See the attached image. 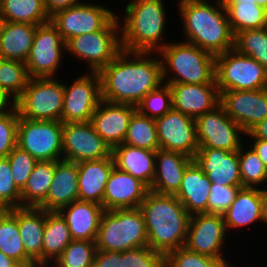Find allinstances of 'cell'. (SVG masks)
<instances>
[{
	"mask_svg": "<svg viewBox=\"0 0 267 267\" xmlns=\"http://www.w3.org/2000/svg\"><path fill=\"white\" fill-rule=\"evenodd\" d=\"M193 160L212 183L242 187L238 151L199 148Z\"/></svg>",
	"mask_w": 267,
	"mask_h": 267,
	"instance_id": "cell-22",
	"label": "cell"
},
{
	"mask_svg": "<svg viewBox=\"0 0 267 267\" xmlns=\"http://www.w3.org/2000/svg\"><path fill=\"white\" fill-rule=\"evenodd\" d=\"M114 166L112 154L101 160L77 163L78 200L94 202L103 206L106 183Z\"/></svg>",
	"mask_w": 267,
	"mask_h": 267,
	"instance_id": "cell-27",
	"label": "cell"
},
{
	"mask_svg": "<svg viewBox=\"0 0 267 267\" xmlns=\"http://www.w3.org/2000/svg\"><path fill=\"white\" fill-rule=\"evenodd\" d=\"M149 188L131 174L114 166L106 183L104 210L139 208Z\"/></svg>",
	"mask_w": 267,
	"mask_h": 267,
	"instance_id": "cell-21",
	"label": "cell"
},
{
	"mask_svg": "<svg viewBox=\"0 0 267 267\" xmlns=\"http://www.w3.org/2000/svg\"><path fill=\"white\" fill-rule=\"evenodd\" d=\"M65 46L66 56L85 62L89 72H99L122 50L117 15L102 30L73 37Z\"/></svg>",
	"mask_w": 267,
	"mask_h": 267,
	"instance_id": "cell-7",
	"label": "cell"
},
{
	"mask_svg": "<svg viewBox=\"0 0 267 267\" xmlns=\"http://www.w3.org/2000/svg\"><path fill=\"white\" fill-rule=\"evenodd\" d=\"M62 137V158L67 161L79 163L101 160L112 153L90 121L63 123Z\"/></svg>",
	"mask_w": 267,
	"mask_h": 267,
	"instance_id": "cell-16",
	"label": "cell"
},
{
	"mask_svg": "<svg viewBox=\"0 0 267 267\" xmlns=\"http://www.w3.org/2000/svg\"><path fill=\"white\" fill-rule=\"evenodd\" d=\"M155 122L160 149L179 152L194 159L199 149L195 119L171 109Z\"/></svg>",
	"mask_w": 267,
	"mask_h": 267,
	"instance_id": "cell-17",
	"label": "cell"
},
{
	"mask_svg": "<svg viewBox=\"0 0 267 267\" xmlns=\"http://www.w3.org/2000/svg\"><path fill=\"white\" fill-rule=\"evenodd\" d=\"M6 158L8 159L12 169L14 183L21 191L38 161L27 151L22 150L19 146H16Z\"/></svg>",
	"mask_w": 267,
	"mask_h": 267,
	"instance_id": "cell-46",
	"label": "cell"
},
{
	"mask_svg": "<svg viewBox=\"0 0 267 267\" xmlns=\"http://www.w3.org/2000/svg\"><path fill=\"white\" fill-rule=\"evenodd\" d=\"M103 206L89 201L75 200L59 213L66 220L72 240L96 241Z\"/></svg>",
	"mask_w": 267,
	"mask_h": 267,
	"instance_id": "cell-26",
	"label": "cell"
},
{
	"mask_svg": "<svg viewBox=\"0 0 267 267\" xmlns=\"http://www.w3.org/2000/svg\"><path fill=\"white\" fill-rule=\"evenodd\" d=\"M21 191L16 187L7 158H0V210L20 208Z\"/></svg>",
	"mask_w": 267,
	"mask_h": 267,
	"instance_id": "cell-44",
	"label": "cell"
},
{
	"mask_svg": "<svg viewBox=\"0 0 267 267\" xmlns=\"http://www.w3.org/2000/svg\"><path fill=\"white\" fill-rule=\"evenodd\" d=\"M136 106L101 100L91 117V123L99 136L112 149L122 144L127 134Z\"/></svg>",
	"mask_w": 267,
	"mask_h": 267,
	"instance_id": "cell-20",
	"label": "cell"
},
{
	"mask_svg": "<svg viewBox=\"0 0 267 267\" xmlns=\"http://www.w3.org/2000/svg\"><path fill=\"white\" fill-rule=\"evenodd\" d=\"M57 161H38L21 190V207L38 208L45 200L53 182Z\"/></svg>",
	"mask_w": 267,
	"mask_h": 267,
	"instance_id": "cell-33",
	"label": "cell"
},
{
	"mask_svg": "<svg viewBox=\"0 0 267 267\" xmlns=\"http://www.w3.org/2000/svg\"><path fill=\"white\" fill-rule=\"evenodd\" d=\"M176 3L181 33L185 38L182 41L214 56L234 48V35L223 3L210 0H180Z\"/></svg>",
	"mask_w": 267,
	"mask_h": 267,
	"instance_id": "cell-2",
	"label": "cell"
},
{
	"mask_svg": "<svg viewBox=\"0 0 267 267\" xmlns=\"http://www.w3.org/2000/svg\"><path fill=\"white\" fill-rule=\"evenodd\" d=\"M29 79L25 62L0 60V91L13 103L22 95Z\"/></svg>",
	"mask_w": 267,
	"mask_h": 267,
	"instance_id": "cell-38",
	"label": "cell"
},
{
	"mask_svg": "<svg viewBox=\"0 0 267 267\" xmlns=\"http://www.w3.org/2000/svg\"><path fill=\"white\" fill-rule=\"evenodd\" d=\"M19 113L13 104L0 114V158L7 155L17 146Z\"/></svg>",
	"mask_w": 267,
	"mask_h": 267,
	"instance_id": "cell-45",
	"label": "cell"
},
{
	"mask_svg": "<svg viewBox=\"0 0 267 267\" xmlns=\"http://www.w3.org/2000/svg\"><path fill=\"white\" fill-rule=\"evenodd\" d=\"M146 225L148 246L165 257L184 246L190 214L175 195L149 190L140 204Z\"/></svg>",
	"mask_w": 267,
	"mask_h": 267,
	"instance_id": "cell-3",
	"label": "cell"
},
{
	"mask_svg": "<svg viewBox=\"0 0 267 267\" xmlns=\"http://www.w3.org/2000/svg\"><path fill=\"white\" fill-rule=\"evenodd\" d=\"M158 55L164 83L205 84L215 79V56L184 41H170Z\"/></svg>",
	"mask_w": 267,
	"mask_h": 267,
	"instance_id": "cell-5",
	"label": "cell"
},
{
	"mask_svg": "<svg viewBox=\"0 0 267 267\" xmlns=\"http://www.w3.org/2000/svg\"><path fill=\"white\" fill-rule=\"evenodd\" d=\"M37 267H55L53 264H37Z\"/></svg>",
	"mask_w": 267,
	"mask_h": 267,
	"instance_id": "cell-58",
	"label": "cell"
},
{
	"mask_svg": "<svg viewBox=\"0 0 267 267\" xmlns=\"http://www.w3.org/2000/svg\"><path fill=\"white\" fill-rule=\"evenodd\" d=\"M61 121L29 120L19 116L17 146L37 161L62 160Z\"/></svg>",
	"mask_w": 267,
	"mask_h": 267,
	"instance_id": "cell-11",
	"label": "cell"
},
{
	"mask_svg": "<svg viewBox=\"0 0 267 267\" xmlns=\"http://www.w3.org/2000/svg\"><path fill=\"white\" fill-rule=\"evenodd\" d=\"M75 200H78L77 163L64 159L57 160L46 200L38 208L48 212H59Z\"/></svg>",
	"mask_w": 267,
	"mask_h": 267,
	"instance_id": "cell-24",
	"label": "cell"
},
{
	"mask_svg": "<svg viewBox=\"0 0 267 267\" xmlns=\"http://www.w3.org/2000/svg\"><path fill=\"white\" fill-rule=\"evenodd\" d=\"M0 251L17 263L33 262L25 253L18 230V208L0 210Z\"/></svg>",
	"mask_w": 267,
	"mask_h": 267,
	"instance_id": "cell-35",
	"label": "cell"
},
{
	"mask_svg": "<svg viewBox=\"0 0 267 267\" xmlns=\"http://www.w3.org/2000/svg\"><path fill=\"white\" fill-rule=\"evenodd\" d=\"M246 138V143H249L252 149L257 153L259 158L263 161L267 168V140L262 139H249Z\"/></svg>",
	"mask_w": 267,
	"mask_h": 267,
	"instance_id": "cell-51",
	"label": "cell"
},
{
	"mask_svg": "<svg viewBox=\"0 0 267 267\" xmlns=\"http://www.w3.org/2000/svg\"><path fill=\"white\" fill-rule=\"evenodd\" d=\"M66 42L51 23L38 25L25 62L30 78H56L63 69ZM62 65V67H61ZM61 67V68H59ZM57 73V74H56Z\"/></svg>",
	"mask_w": 267,
	"mask_h": 267,
	"instance_id": "cell-10",
	"label": "cell"
},
{
	"mask_svg": "<svg viewBox=\"0 0 267 267\" xmlns=\"http://www.w3.org/2000/svg\"><path fill=\"white\" fill-rule=\"evenodd\" d=\"M248 145L244 143L238 150L242 188H265L267 168L257 153Z\"/></svg>",
	"mask_w": 267,
	"mask_h": 267,
	"instance_id": "cell-39",
	"label": "cell"
},
{
	"mask_svg": "<svg viewBox=\"0 0 267 267\" xmlns=\"http://www.w3.org/2000/svg\"><path fill=\"white\" fill-rule=\"evenodd\" d=\"M72 241L69 226L59 212L46 211L42 264H52Z\"/></svg>",
	"mask_w": 267,
	"mask_h": 267,
	"instance_id": "cell-32",
	"label": "cell"
},
{
	"mask_svg": "<svg viewBox=\"0 0 267 267\" xmlns=\"http://www.w3.org/2000/svg\"><path fill=\"white\" fill-rule=\"evenodd\" d=\"M262 200V221L263 224H267V187L261 189Z\"/></svg>",
	"mask_w": 267,
	"mask_h": 267,
	"instance_id": "cell-53",
	"label": "cell"
},
{
	"mask_svg": "<svg viewBox=\"0 0 267 267\" xmlns=\"http://www.w3.org/2000/svg\"><path fill=\"white\" fill-rule=\"evenodd\" d=\"M64 83L62 123L89 122L99 103L101 81L98 72H84Z\"/></svg>",
	"mask_w": 267,
	"mask_h": 267,
	"instance_id": "cell-15",
	"label": "cell"
},
{
	"mask_svg": "<svg viewBox=\"0 0 267 267\" xmlns=\"http://www.w3.org/2000/svg\"><path fill=\"white\" fill-rule=\"evenodd\" d=\"M37 26L3 21L0 27V57L26 62Z\"/></svg>",
	"mask_w": 267,
	"mask_h": 267,
	"instance_id": "cell-30",
	"label": "cell"
},
{
	"mask_svg": "<svg viewBox=\"0 0 267 267\" xmlns=\"http://www.w3.org/2000/svg\"><path fill=\"white\" fill-rule=\"evenodd\" d=\"M240 188L242 187L212 183L208 199V213L223 214L234 201Z\"/></svg>",
	"mask_w": 267,
	"mask_h": 267,
	"instance_id": "cell-48",
	"label": "cell"
},
{
	"mask_svg": "<svg viewBox=\"0 0 267 267\" xmlns=\"http://www.w3.org/2000/svg\"><path fill=\"white\" fill-rule=\"evenodd\" d=\"M215 80L219 92L267 88V70L234 48L215 56Z\"/></svg>",
	"mask_w": 267,
	"mask_h": 267,
	"instance_id": "cell-9",
	"label": "cell"
},
{
	"mask_svg": "<svg viewBox=\"0 0 267 267\" xmlns=\"http://www.w3.org/2000/svg\"><path fill=\"white\" fill-rule=\"evenodd\" d=\"M137 110L150 118L162 117L172 109V92L168 84L148 92L136 106Z\"/></svg>",
	"mask_w": 267,
	"mask_h": 267,
	"instance_id": "cell-42",
	"label": "cell"
},
{
	"mask_svg": "<svg viewBox=\"0 0 267 267\" xmlns=\"http://www.w3.org/2000/svg\"><path fill=\"white\" fill-rule=\"evenodd\" d=\"M2 22H3V21H2V19L0 18V27H1V25H2Z\"/></svg>",
	"mask_w": 267,
	"mask_h": 267,
	"instance_id": "cell-61",
	"label": "cell"
},
{
	"mask_svg": "<svg viewBox=\"0 0 267 267\" xmlns=\"http://www.w3.org/2000/svg\"><path fill=\"white\" fill-rule=\"evenodd\" d=\"M224 7L233 35L267 27V10L256 2L224 3Z\"/></svg>",
	"mask_w": 267,
	"mask_h": 267,
	"instance_id": "cell-36",
	"label": "cell"
},
{
	"mask_svg": "<svg viewBox=\"0 0 267 267\" xmlns=\"http://www.w3.org/2000/svg\"><path fill=\"white\" fill-rule=\"evenodd\" d=\"M16 264L15 260L0 251V267H14Z\"/></svg>",
	"mask_w": 267,
	"mask_h": 267,
	"instance_id": "cell-55",
	"label": "cell"
},
{
	"mask_svg": "<svg viewBox=\"0 0 267 267\" xmlns=\"http://www.w3.org/2000/svg\"><path fill=\"white\" fill-rule=\"evenodd\" d=\"M222 214L197 213L190 215L184 247L188 250L221 259L228 267H237L223 254L227 253L229 236ZM225 251V252H224Z\"/></svg>",
	"mask_w": 267,
	"mask_h": 267,
	"instance_id": "cell-12",
	"label": "cell"
},
{
	"mask_svg": "<svg viewBox=\"0 0 267 267\" xmlns=\"http://www.w3.org/2000/svg\"><path fill=\"white\" fill-rule=\"evenodd\" d=\"M164 2L131 0L126 4L123 16L117 14L123 50L158 53L170 42V39H163L169 20Z\"/></svg>",
	"mask_w": 267,
	"mask_h": 267,
	"instance_id": "cell-4",
	"label": "cell"
},
{
	"mask_svg": "<svg viewBox=\"0 0 267 267\" xmlns=\"http://www.w3.org/2000/svg\"><path fill=\"white\" fill-rule=\"evenodd\" d=\"M199 148L238 151L246 143V132L235 123L219 104L195 119ZM243 141V142H242Z\"/></svg>",
	"mask_w": 267,
	"mask_h": 267,
	"instance_id": "cell-13",
	"label": "cell"
},
{
	"mask_svg": "<svg viewBox=\"0 0 267 267\" xmlns=\"http://www.w3.org/2000/svg\"><path fill=\"white\" fill-rule=\"evenodd\" d=\"M165 256L149 246L122 252V267H163Z\"/></svg>",
	"mask_w": 267,
	"mask_h": 267,
	"instance_id": "cell-47",
	"label": "cell"
},
{
	"mask_svg": "<svg viewBox=\"0 0 267 267\" xmlns=\"http://www.w3.org/2000/svg\"><path fill=\"white\" fill-rule=\"evenodd\" d=\"M93 267H122V252L97 250Z\"/></svg>",
	"mask_w": 267,
	"mask_h": 267,
	"instance_id": "cell-49",
	"label": "cell"
},
{
	"mask_svg": "<svg viewBox=\"0 0 267 267\" xmlns=\"http://www.w3.org/2000/svg\"><path fill=\"white\" fill-rule=\"evenodd\" d=\"M234 49L257 60L267 70V27L236 33Z\"/></svg>",
	"mask_w": 267,
	"mask_h": 267,
	"instance_id": "cell-40",
	"label": "cell"
},
{
	"mask_svg": "<svg viewBox=\"0 0 267 267\" xmlns=\"http://www.w3.org/2000/svg\"><path fill=\"white\" fill-rule=\"evenodd\" d=\"M226 114L247 133L267 117V88L232 90L220 93Z\"/></svg>",
	"mask_w": 267,
	"mask_h": 267,
	"instance_id": "cell-18",
	"label": "cell"
},
{
	"mask_svg": "<svg viewBox=\"0 0 267 267\" xmlns=\"http://www.w3.org/2000/svg\"><path fill=\"white\" fill-rule=\"evenodd\" d=\"M14 267H37V263L35 262L18 263Z\"/></svg>",
	"mask_w": 267,
	"mask_h": 267,
	"instance_id": "cell-57",
	"label": "cell"
},
{
	"mask_svg": "<svg viewBox=\"0 0 267 267\" xmlns=\"http://www.w3.org/2000/svg\"><path fill=\"white\" fill-rule=\"evenodd\" d=\"M194 160L182 153L157 149L155 153V176L149 190L175 195L181 186L186 168Z\"/></svg>",
	"mask_w": 267,
	"mask_h": 267,
	"instance_id": "cell-23",
	"label": "cell"
},
{
	"mask_svg": "<svg viewBox=\"0 0 267 267\" xmlns=\"http://www.w3.org/2000/svg\"><path fill=\"white\" fill-rule=\"evenodd\" d=\"M123 143L151 151L160 149L155 119L136 110L130 119Z\"/></svg>",
	"mask_w": 267,
	"mask_h": 267,
	"instance_id": "cell-37",
	"label": "cell"
},
{
	"mask_svg": "<svg viewBox=\"0 0 267 267\" xmlns=\"http://www.w3.org/2000/svg\"><path fill=\"white\" fill-rule=\"evenodd\" d=\"M212 1H215V2H219V3H225L227 0H212Z\"/></svg>",
	"mask_w": 267,
	"mask_h": 267,
	"instance_id": "cell-59",
	"label": "cell"
},
{
	"mask_svg": "<svg viewBox=\"0 0 267 267\" xmlns=\"http://www.w3.org/2000/svg\"><path fill=\"white\" fill-rule=\"evenodd\" d=\"M46 210L35 207L18 208V230L26 255L35 263L42 264V240Z\"/></svg>",
	"mask_w": 267,
	"mask_h": 267,
	"instance_id": "cell-31",
	"label": "cell"
},
{
	"mask_svg": "<svg viewBox=\"0 0 267 267\" xmlns=\"http://www.w3.org/2000/svg\"><path fill=\"white\" fill-rule=\"evenodd\" d=\"M165 261L171 267H228L221 259L190 251L184 246L170 252Z\"/></svg>",
	"mask_w": 267,
	"mask_h": 267,
	"instance_id": "cell-43",
	"label": "cell"
},
{
	"mask_svg": "<svg viewBox=\"0 0 267 267\" xmlns=\"http://www.w3.org/2000/svg\"><path fill=\"white\" fill-rule=\"evenodd\" d=\"M87 1V2H86ZM50 17L65 42L73 37L102 30L116 15L112 8L86 0Z\"/></svg>",
	"mask_w": 267,
	"mask_h": 267,
	"instance_id": "cell-14",
	"label": "cell"
},
{
	"mask_svg": "<svg viewBox=\"0 0 267 267\" xmlns=\"http://www.w3.org/2000/svg\"><path fill=\"white\" fill-rule=\"evenodd\" d=\"M0 18L5 22L42 25L50 22L44 0H1Z\"/></svg>",
	"mask_w": 267,
	"mask_h": 267,
	"instance_id": "cell-34",
	"label": "cell"
},
{
	"mask_svg": "<svg viewBox=\"0 0 267 267\" xmlns=\"http://www.w3.org/2000/svg\"><path fill=\"white\" fill-rule=\"evenodd\" d=\"M212 182L193 161L185 170L179 191L175 194L190 215L208 213Z\"/></svg>",
	"mask_w": 267,
	"mask_h": 267,
	"instance_id": "cell-28",
	"label": "cell"
},
{
	"mask_svg": "<svg viewBox=\"0 0 267 267\" xmlns=\"http://www.w3.org/2000/svg\"><path fill=\"white\" fill-rule=\"evenodd\" d=\"M13 105V102L9 100L1 91H0V114L7 111L11 106Z\"/></svg>",
	"mask_w": 267,
	"mask_h": 267,
	"instance_id": "cell-54",
	"label": "cell"
},
{
	"mask_svg": "<svg viewBox=\"0 0 267 267\" xmlns=\"http://www.w3.org/2000/svg\"><path fill=\"white\" fill-rule=\"evenodd\" d=\"M83 2L85 0H44V7L49 17H51L60 10L73 7Z\"/></svg>",
	"mask_w": 267,
	"mask_h": 267,
	"instance_id": "cell-50",
	"label": "cell"
},
{
	"mask_svg": "<svg viewBox=\"0 0 267 267\" xmlns=\"http://www.w3.org/2000/svg\"><path fill=\"white\" fill-rule=\"evenodd\" d=\"M59 78H30L22 95L13 103L21 118L61 121L64 83Z\"/></svg>",
	"mask_w": 267,
	"mask_h": 267,
	"instance_id": "cell-8",
	"label": "cell"
},
{
	"mask_svg": "<svg viewBox=\"0 0 267 267\" xmlns=\"http://www.w3.org/2000/svg\"><path fill=\"white\" fill-rule=\"evenodd\" d=\"M96 241L72 240L52 263L55 267H93Z\"/></svg>",
	"mask_w": 267,
	"mask_h": 267,
	"instance_id": "cell-41",
	"label": "cell"
},
{
	"mask_svg": "<svg viewBox=\"0 0 267 267\" xmlns=\"http://www.w3.org/2000/svg\"><path fill=\"white\" fill-rule=\"evenodd\" d=\"M256 2L257 5L267 10V0H227L225 3Z\"/></svg>",
	"mask_w": 267,
	"mask_h": 267,
	"instance_id": "cell-56",
	"label": "cell"
},
{
	"mask_svg": "<svg viewBox=\"0 0 267 267\" xmlns=\"http://www.w3.org/2000/svg\"><path fill=\"white\" fill-rule=\"evenodd\" d=\"M246 137L250 139L267 140V117L253 126L247 133Z\"/></svg>",
	"mask_w": 267,
	"mask_h": 267,
	"instance_id": "cell-52",
	"label": "cell"
},
{
	"mask_svg": "<svg viewBox=\"0 0 267 267\" xmlns=\"http://www.w3.org/2000/svg\"><path fill=\"white\" fill-rule=\"evenodd\" d=\"M155 153L122 143L114 146L111 154L115 167L131 174L150 189L155 176Z\"/></svg>",
	"mask_w": 267,
	"mask_h": 267,
	"instance_id": "cell-29",
	"label": "cell"
},
{
	"mask_svg": "<svg viewBox=\"0 0 267 267\" xmlns=\"http://www.w3.org/2000/svg\"><path fill=\"white\" fill-rule=\"evenodd\" d=\"M98 74L103 100L133 106L164 83L160 57L153 52L122 49Z\"/></svg>",
	"mask_w": 267,
	"mask_h": 267,
	"instance_id": "cell-1",
	"label": "cell"
},
{
	"mask_svg": "<svg viewBox=\"0 0 267 267\" xmlns=\"http://www.w3.org/2000/svg\"><path fill=\"white\" fill-rule=\"evenodd\" d=\"M145 246H148V236L139 208L103 212L96 239L97 250L124 252Z\"/></svg>",
	"mask_w": 267,
	"mask_h": 267,
	"instance_id": "cell-6",
	"label": "cell"
},
{
	"mask_svg": "<svg viewBox=\"0 0 267 267\" xmlns=\"http://www.w3.org/2000/svg\"><path fill=\"white\" fill-rule=\"evenodd\" d=\"M222 215L229 237L232 231H243L244 227L247 229L257 222L263 223L261 188H240L234 201Z\"/></svg>",
	"mask_w": 267,
	"mask_h": 267,
	"instance_id": "cell-25",
	"label": "cell"
},
{
	"mask_svg": "<svg viewBox=\"0 0 267 267\" xmlns=\"http://www.w3.org/2000/svg\"><path fill=\"white\" fill-rule=\"evenodd\" d=\"M168 84L172 92V109L197 119L220 104V92L214 79L205 84Z\"/></svg>",
	"mask_w": 267,
	"mask_h": 267,
	"instance_id": "cell-19",
	"label": "cell"
},
{
	"mask_svg": "<svg viewBox=\"0 0 267 267\" xmlns=\"http://www.w3.org/2000/svg\"><path fill=\"white\" fill-rule=\"evenodd\" d=\"M163 267H171V266L165 261Z\"/></svg>",
	"mask_w": 267,
	"mask_h": 267,
	"instance_id": "cell-60",
	"label": "cell"
}]
</instances>
